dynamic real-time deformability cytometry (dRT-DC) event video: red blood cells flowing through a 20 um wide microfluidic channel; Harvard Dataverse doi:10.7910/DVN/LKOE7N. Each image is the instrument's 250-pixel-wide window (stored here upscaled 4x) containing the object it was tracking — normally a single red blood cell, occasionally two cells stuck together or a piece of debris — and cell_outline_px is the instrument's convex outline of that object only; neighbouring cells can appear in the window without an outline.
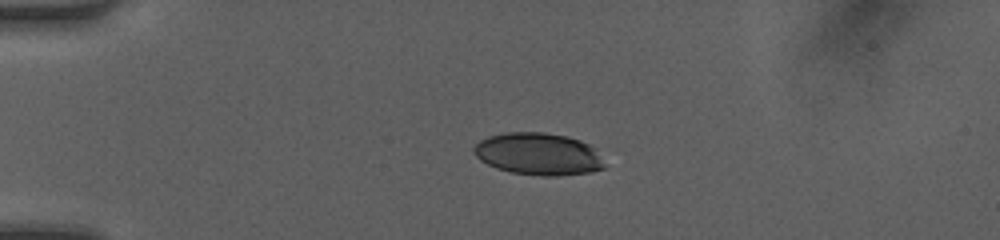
{"species": "human", "species_latin": "Homo sapiens", "temperature_condition": "room temperature", "stored_images_in_passage": 38, "camera_frame_rate_fps": 3000, "um_per_image_px": 0.085, "donor": {"sex": "female"}, "frame": {"image": 1, "passage_image": 1, "time_ms": 0.0, "image_size_px": [1000, 240], "cell_outline_px": [[604, 168], [592, 172], [556, 176], [544, 176], [512, 172], [496, 168], [480, 160], [476, 156], [472, 148], [480, 140], [488, 136], [504, 132], [544, 132], [568, 136], [580, 140], [588, 144], [592, 148], [604, 164]], "centroid_in_image_um": [45.72, 13.08], "position_along_channel_um": 39.3, "area_um2": 31.96}}
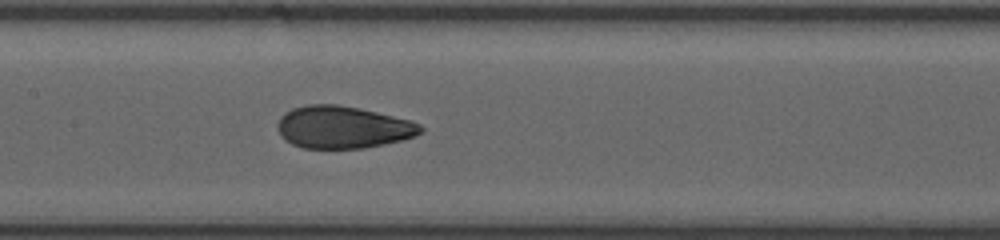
{"frame": {"image": 2, "passage_image": 14, "time_ms": 4.333, "image_size_px": [1000, 240], "cell_outline_px": [[424, 132], [400, 140], [384, 144], [364, 148], [304, 148], [292, 144], [280, 136], [276, 128], [276, 124], [280, 116], [284, 112], [292, 108], [308, 104], [336, 104], [360, 108], [408, 120], [420, 124], [424, 128]], "centroid_in_image_um": [29.09, 10.81], "position_along_channel_um": 178.3, "area_um2": 35.32}}
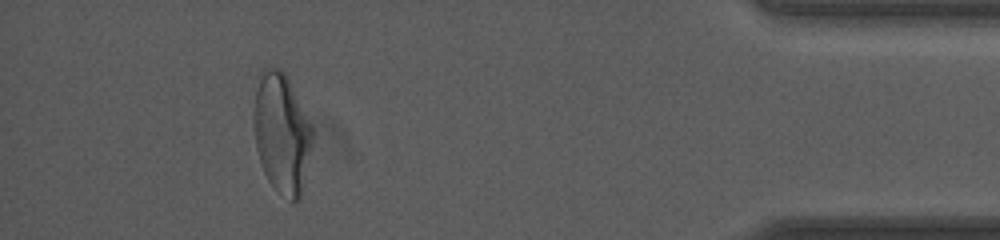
{"frame": {"image": 3, "passage_image": 34, "time_ms": 11.0, "image_size_px": [1000, 240], "cell_outline_px": [[312, 140], [300, 200], [292, 204], [268, 180], [264, 172], [256, 148], [252, 124], [252, 112], [260, 68], [280, 68], [284, 72], [312, 128]], "centroid_in_image_um": [23.9, 11.32], "position_along_channel_um": 411.3, "area_um2": 40.69}, "authors_computed_cell_mechanics": {"area_um2": 35.3736, "velocity_mm_per_s": 4.258, "shape_relaxation_time_tau1_ms": 5.7395, "shape_relaxation_time_tau2_ms": 0.9103, "deformation_change_tau1": 0.2065, "deformation_change_tau2": 0.0681}}